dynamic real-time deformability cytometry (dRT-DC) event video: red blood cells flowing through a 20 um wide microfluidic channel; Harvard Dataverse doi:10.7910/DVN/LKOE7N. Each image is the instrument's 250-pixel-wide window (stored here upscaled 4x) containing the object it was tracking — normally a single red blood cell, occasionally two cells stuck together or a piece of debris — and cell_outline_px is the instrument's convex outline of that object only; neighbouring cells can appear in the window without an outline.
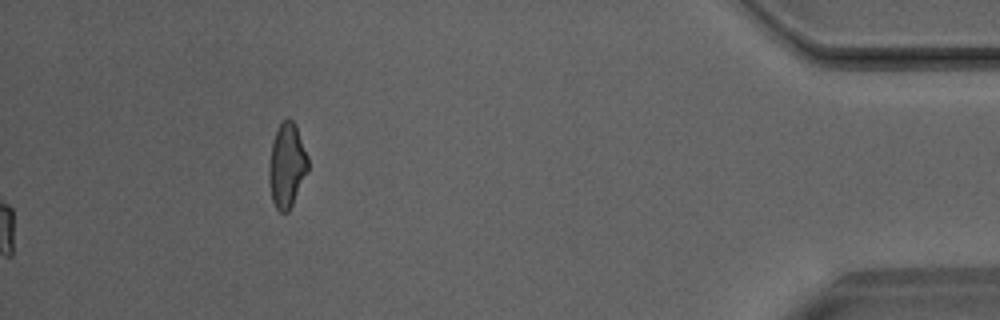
{"species": "Egyptian fruit bat (a non-hibernating species)", "species_latin": "Rousettus aegyptiacus", "temperature_condition": "room temperature", "stored_images_in_passage": 47, "camera_frame_rate_fps": 3000, "um_per_image_px": 0.085, "animal": {"sex": "male"}, "frame": {"image": 1, "passage_image": 47, "time_ms": 15.333, "image_size_px": [1000, 320], "cell_outline_px": [[308, 172], [288, 212], [280, 212], [276, 208], [272, 200], [268, 180], [268, 168], [272, 140], [280, 124], [288, 116], [296, 124], [308, 156]], "centroid_in_image_um": [24.38, 14.04], "position_along_channel_um": 410.8, "area_um2": 19.36}}